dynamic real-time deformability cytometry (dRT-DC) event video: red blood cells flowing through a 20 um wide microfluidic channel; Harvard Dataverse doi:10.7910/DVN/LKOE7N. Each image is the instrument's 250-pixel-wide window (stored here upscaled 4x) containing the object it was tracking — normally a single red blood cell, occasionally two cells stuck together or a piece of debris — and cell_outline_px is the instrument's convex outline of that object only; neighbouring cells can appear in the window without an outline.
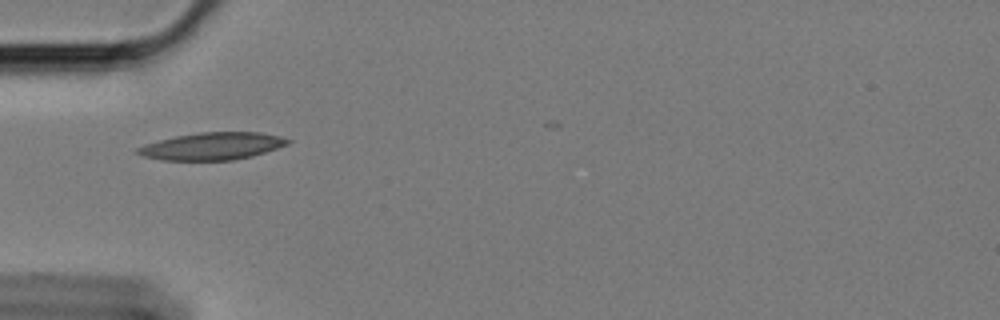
{"species": "Egyptian fruit bat (a non-hibernating species)", "species_latin": "Rousettus aegyptiacus", "temperature_condition": "cold", "stored_images_in_passage": 5, "camera_frame_rate_fps": 3000, "um_per_image_px": 0.085, "animal": {"sex": "female"}, "frame": {"image": 1, "passage_image": 1, "time_ms": 0.0, "image_size_px": [1000, 320], "cell_outline_px": [[292, 140], [288, 144], [252, 156], [232, 160], [160, 160], [144, 156], [132, 152], [136, 148], [144, 144], [176, 136], [200, 132], [260, 132], [280, 136]], "centroid_in_image_um": [18.01, 12.42], "position_along_channel_um": 67.0, "area_um2": 23.87}}
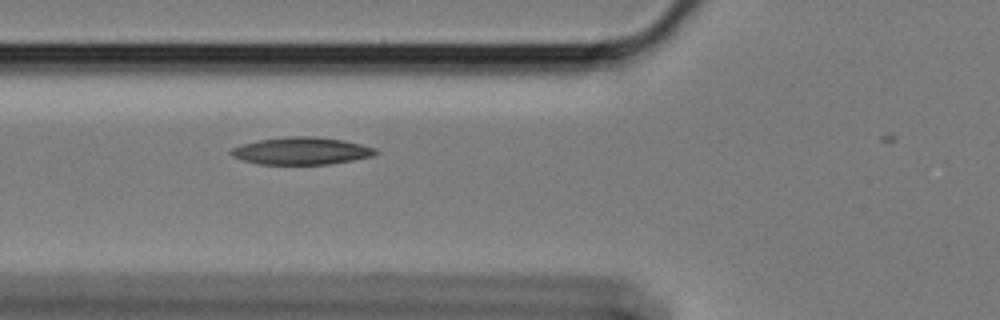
{"frame": {"image": 2, "passage_image": 4, "time_ms": 1.0, "image_size_px": [1000, 320], "cell_outline_px": [[380, 152], [372, 156], [352, 160], [328, 164], [260, 164], [244, 160], [232, 156], [228, 152], [232, 148], [240, 144], [256, 140], [288, 136], [316, 136], [344, 140], [376, 148]], "centroid_in_image_um": [25.61, 12.81], "position_along_channel_um": 100.2, "area_um2": 23.12}}